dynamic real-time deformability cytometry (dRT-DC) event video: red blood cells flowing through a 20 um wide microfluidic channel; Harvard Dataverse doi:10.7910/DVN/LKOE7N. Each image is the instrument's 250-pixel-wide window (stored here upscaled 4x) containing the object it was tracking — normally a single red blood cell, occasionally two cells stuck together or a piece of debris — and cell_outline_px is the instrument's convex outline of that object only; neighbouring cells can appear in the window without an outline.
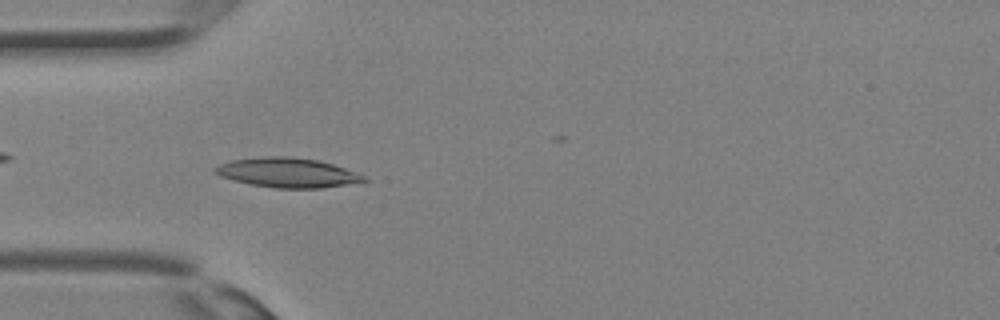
{"species": "Egyptian fruit bat (a non-hibernating species)", "species_latin": "Rousettus aegyptiacus", "temperature_condition": "room temperature", "stored_images_in_passage": 32, "camera_frame_rate_fps": 3000, "um_per_image_px": 0.085, "animal": {"sex": "female"}, "frame": {"image": 1, "passage_image": 10, "time_ms": 3.0, "image_size_px": [1000, 320], "cell_outline_px": [[368, 180], [364, 184], [320, 188], [276, 188], [248, 184], [232, 180], [220, 176], [212, 172], [212, 168], [220, 164], [232, 160], [264, 156], [288, 156], [320, 160], [368, 176]], "centroid_in_image_um": [24.51, 14.69], "position_along_channel_um": 60.5, "area_um2": 26.3}}
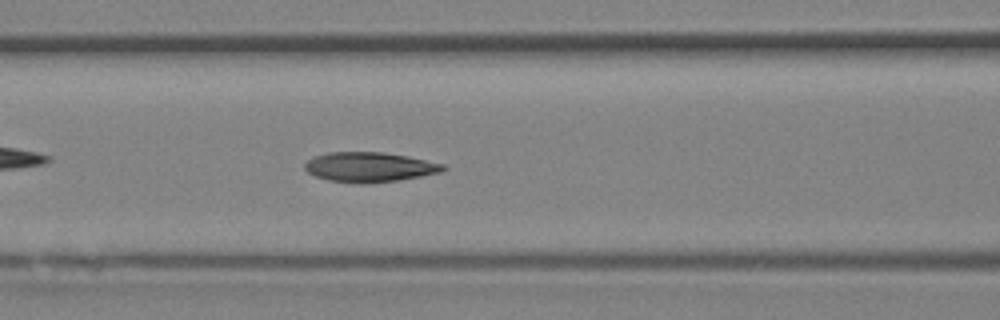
{"frame": {"image": 2, "passage_image": 14, "time_ms": 4.333, "image_size_px": [1000, 320], "cell_outline_px": [[448, 168], [440, 172], [400, 180], [364, 184], [360, 184], [328, 180], [316, 176], [308, 172], [304, 168], [304, 164], [308, 160], [316, 156], [328, 152], [384, 152], [408, 156], [444, 164]], "centroid_in_image_um": [31.41, 14.2], "position_along_channel_um": 135.2, "area_um2": 24.04}}
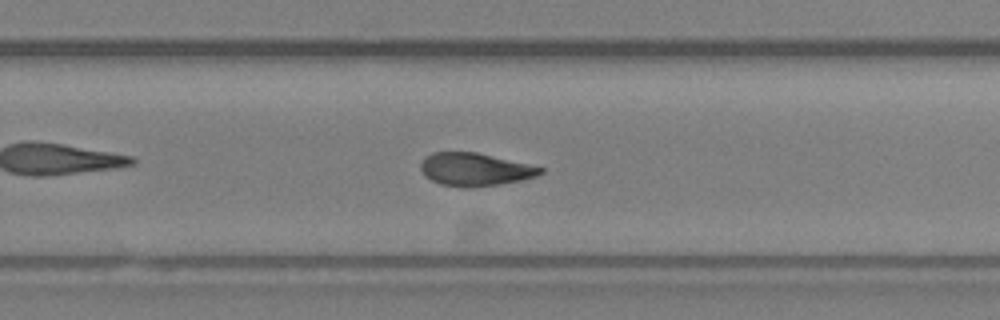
{"frame": {"image": 3, "passage_image": 22, "time_ms": 7.0, "image_size_px": [1000, 320], "cell_outline_px": [[544, 172], [536, 176], [520, 180], [500, 184], [472, 188], [464, 188], [440, 184], [424, 176], [420, 168], [420, 164], [424, 156], [432, 152], [476, 152], [528, 164], [544, 168]], "centroid_in_image_um": [40.33, 14.41], "position_along_channel_um": 289.5, "area_um2": 23.06}}